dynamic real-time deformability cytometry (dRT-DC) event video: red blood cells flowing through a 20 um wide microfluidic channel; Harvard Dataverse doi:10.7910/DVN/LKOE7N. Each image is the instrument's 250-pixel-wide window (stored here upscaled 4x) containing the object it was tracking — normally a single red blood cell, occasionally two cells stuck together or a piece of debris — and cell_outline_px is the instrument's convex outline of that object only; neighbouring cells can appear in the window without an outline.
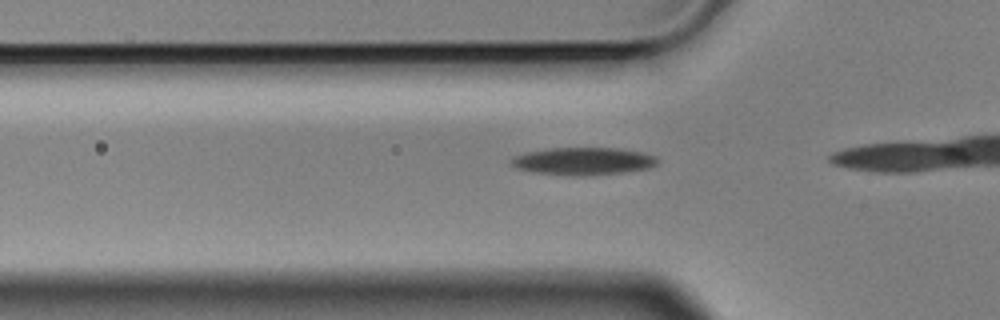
{"species": "Egyptian fruit bat (a non-hibernating species)", "species_latin": "Rousettus aegyptiacus", "temperature_condition": "cold", "stored_images_in_passage": 6, "segment_of_instrument_passage": [2, 2], "camera_frame_rate_fps": 3000, "um_per_image_px": 0.085, "animal": {"sex": "male"}, "frame": {"image": 1, "passage_image": 6, "time_ms": 1.667, "image_size_px": [1000, 320], "cell_outline_px": [[656, 164], [648, 168], [624, 172], [580, 176], [572, 176], [536, 172], [516, 168], [508, 160], [512, 156], [524, 152], [552, 148], [616, 148], [640, 152], [656, 156]], "centroid_in_image_um": [49.51, 13.69], "position_along_channel_um": 76.3, "area_um2": 23.35}}